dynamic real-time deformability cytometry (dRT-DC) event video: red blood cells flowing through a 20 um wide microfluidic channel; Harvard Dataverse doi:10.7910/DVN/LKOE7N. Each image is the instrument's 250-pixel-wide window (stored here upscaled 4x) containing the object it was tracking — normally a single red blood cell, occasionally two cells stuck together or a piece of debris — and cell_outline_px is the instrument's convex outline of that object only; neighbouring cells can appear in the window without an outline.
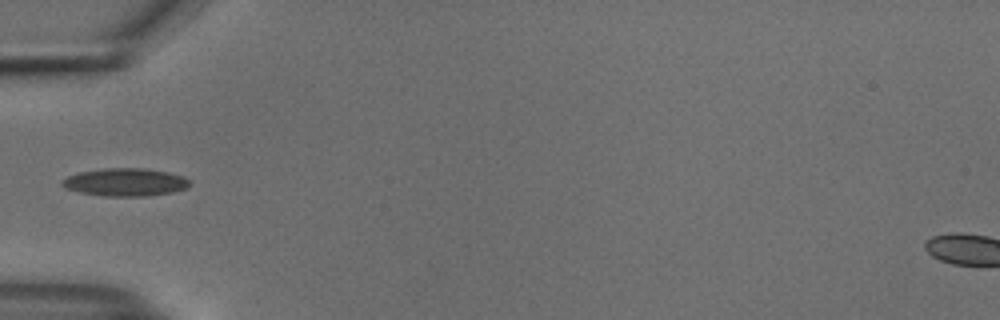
{"species": "common noctule bat (a hibernating species)", "species_latin": "Nyctalus noctula", "temperature_condition": "cold", "stored_images_in_passage": 33, "camera_frame_rate_fps": 3000, "um_per_image_px": 0.085, "animal": {"sex": "male", "body_mass_g": 18.8}, "frame": {"image": 1, "passage_image": 1, "time_ms": 0.0, "image_size_px": [1000, 320], "cell_outline_px": [[192, 184], [188, 188], [172, 192], [148, 196], [104, 196], [80, 192], [64, 188], [60, 184], [68, 176], [80, 172], [100, 168], [144, 168], [168, 172], [184, 176], [192, 180]], "centroid_in_image_um": [10.71, 15.48], "position_along_channel_um": 74.3, "area_um2": 20.92}}
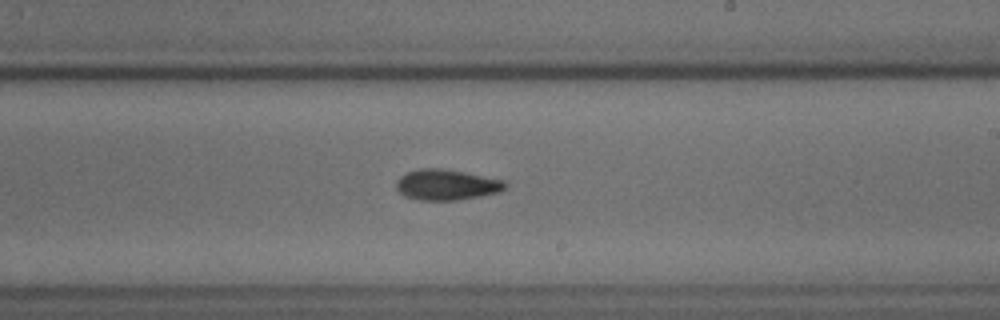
{"frame": {"image": 2, "passage_image": 15, "time_ms": 4.667, "image_size_px": [1000, 320], "cell_outline_px": [[508, 184], [500, 192], [480, 196], [456, 200], [420, 200], [404, 196], [396, 188], [396, 180], [404, 172], [420, 168], [440, 168], [464, 172], [504, 180]], "centroid_in_image_um": [37.93, 15.69], "position_along_channel_um": 251.1, "area_um2": 19.54}}
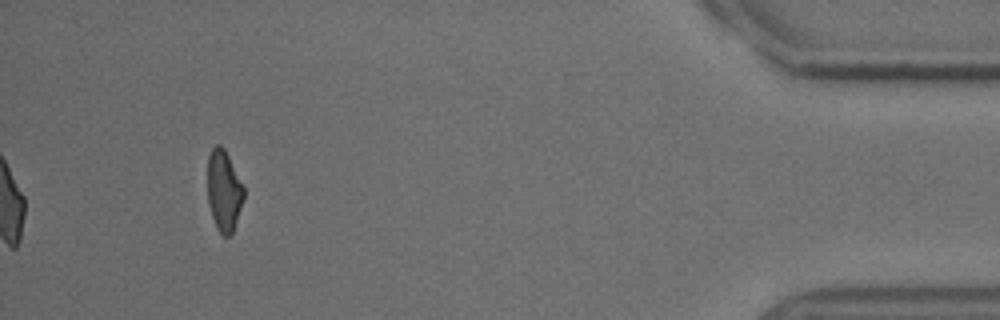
{"frame": {"image": 3, "passage_image": 33, "time_ms": 10.667, "image_size_px": [1000, 320], "cell_outline_px": [[244, 200], [232, 232], [228, 236], [224, 236], [216, 228], [208, 204], [208, 156], [212, 148], [216, 144], [220, 144], [224, 148], [244, 188]], "centroid_in_image_um": [19.02, 16.21], "position_along_channel_um": 416.2, "area_um2": 16.94}, "authors_computed_cell_mechanics": {"area_um2": 19.2474, "velocity_mm_per_s": 3.7668, "shape_relaxation_time_tau1_ms": 6.5243, "shape_relaxation_time_tau2_ms": 10.3324, "deformation_change_tau1": 0.1399, "deformation_change_tau2": 0.1661}}